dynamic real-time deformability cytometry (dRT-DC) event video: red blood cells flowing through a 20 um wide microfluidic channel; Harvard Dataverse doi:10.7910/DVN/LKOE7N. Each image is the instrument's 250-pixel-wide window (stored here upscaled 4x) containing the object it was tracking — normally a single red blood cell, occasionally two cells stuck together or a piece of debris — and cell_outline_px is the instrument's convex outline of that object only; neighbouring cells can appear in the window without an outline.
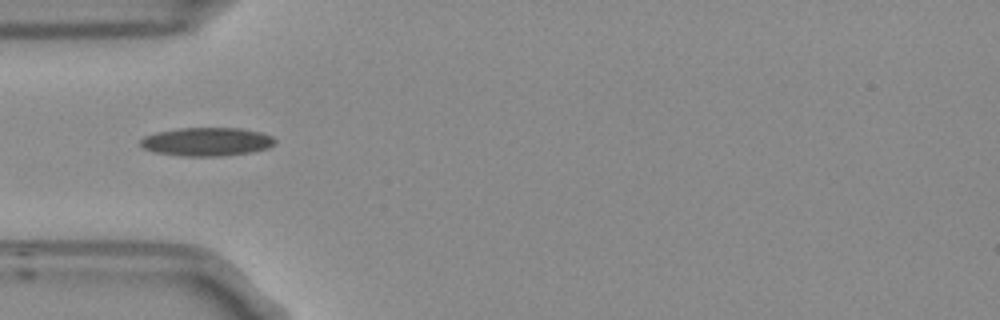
{"species": "Egyptian fruit bat (a non-hibernating species)", "species_latin": "Rousettus aegyptiacus", "temperature_condition": "room temperature", "stored_images_in_passage": 4, "camera_frame_rate_fps": 3000, "um_per_image_px": 0.085, "frame": {"image": 1, "passage_image": 2, "time_ms": 0.333, "image_size_px": [1000, 320], "cell_outline_px": [[276, 144], [268, 148], [252, 152], [220, 156], [180, 156], [156, 152], [144, 148], [140, 144], [140, 140], [144, 136], [156, 132], [180, 128], [240, 128], [260, 132], [272, 136], [276, 140]], "centroid_in_image_um": [17.6, 12.04], "position_along_channel_um": 67.4, "area_um2": 22.37}}